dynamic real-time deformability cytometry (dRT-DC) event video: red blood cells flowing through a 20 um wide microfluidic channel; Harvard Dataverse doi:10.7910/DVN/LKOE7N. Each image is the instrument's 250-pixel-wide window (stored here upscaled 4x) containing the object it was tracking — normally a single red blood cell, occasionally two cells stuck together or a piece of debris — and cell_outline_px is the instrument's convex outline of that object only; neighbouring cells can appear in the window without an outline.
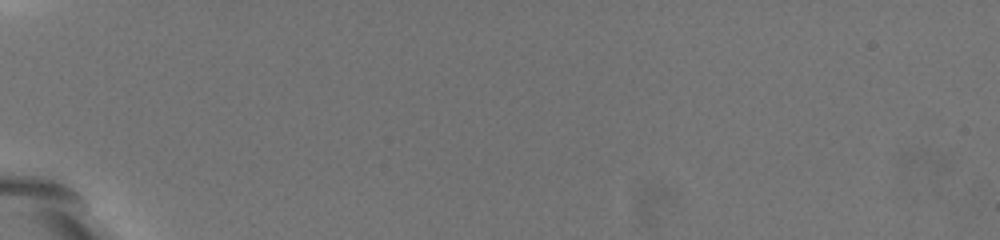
{"species": "common noctule bat (a hibernating species)", "species_latin": "Nyctalus noctula", "temperature_condition": "warm", "stored_images_in_passage": 3, "camera_frame_rate_fps": 3000, "um_per_image_px": 0.085, "animal": {"sex": "female", "body_mass_g": 19.5, "forearm_length_mm": 54.1}, "frame": {"image": 1, "passage_image": 1, "time_ms": 0.0, "image_size_px": [1000, 240], "cell_outline_px": [[176, 104], [156, 120], [140, 112], [92, 52], [92, 48], [108, 44], [128, 56]], "centroid_in_image_um": [11.4, 6.98], "position_along_channel_um": 73.6, "area_um2": 17.74}}